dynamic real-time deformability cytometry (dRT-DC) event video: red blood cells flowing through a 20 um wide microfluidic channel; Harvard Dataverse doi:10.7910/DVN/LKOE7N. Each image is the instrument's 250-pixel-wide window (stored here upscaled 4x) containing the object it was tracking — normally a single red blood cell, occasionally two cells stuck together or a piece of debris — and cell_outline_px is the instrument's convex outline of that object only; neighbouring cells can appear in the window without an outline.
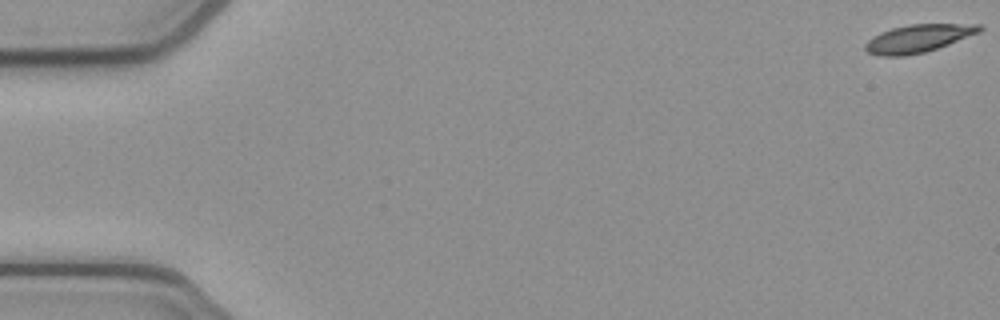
{"species": "common noctule bat (a hibernating species)", "species_latin": "Nyctalus noctula", "temperature_condition": "cold", "stored_images_in_passage": 49, "camera_frame_rate_fps": 3000, "um_per_image_px": 0.085, "animal": {"sex": "female", "body_mass_g": 21.9}, "frame": {"image": 1, "passage_image": 1, "time_ms": 0.0, "image_size_px": [1000, 320], "cell_outline_px": [[984, 28], [980, 32], [948, 44], [924, 52], [904, 56], [880, 56], [868, 52], [864, 48], [864, 44], [872, 36], [880, 32], [892, 28], [908, 24], [980, 24]], "centroid_in_image_um": [78.02, 3.26], "position_along_channel_um": 7.0, "area_um2": 18.5}}
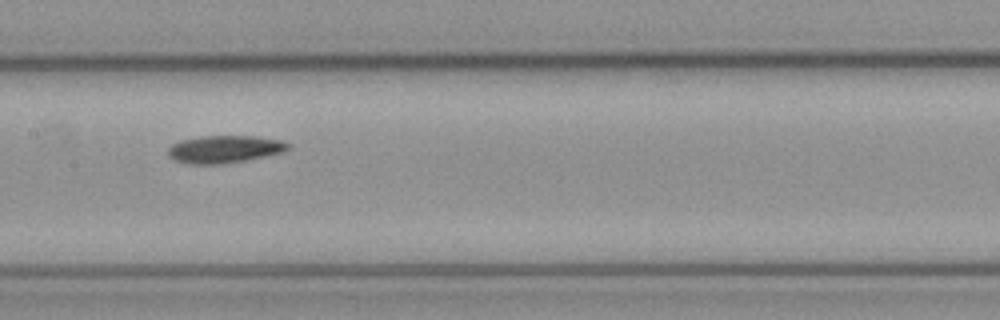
{"frame": {"image": 2, "passage_image": 27, "time_ms": 8.667, "image_size_px": [1000, 320], "cell_outline_px": [[288, 148], [284, 152], [244, 160], [220, 164], [188, 164], [172, 160], [168, 156], [168, 148], [172, 144], [180, 140], [200, 136], [256, 136], [280, 140], [288, 144]], "centroid_in_image_um": [19.01, 12.68], "position_along_channel_um": 188.4, "area_um2": 19.19}}
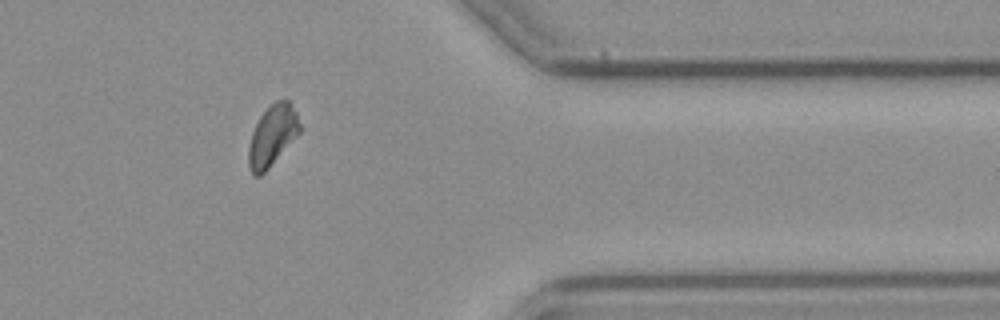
{"frame": {"image": 3, "passage_image": 44, "time_ms": 14.333, "image_size_px": [1000, 320], "cell_outline_px": [[300, 132], [268, 168], [260, 176], [252, 176], [248, 168], [248, 148], [252, 132], [260, 116], [276, 100], [288, 100], [296, 112], [300, 124]], "centroid_in_image_um": [23.12, 11.55], "position_along_channel_um": 388.3, "area_um2": 17.86}, "authors_computed_cell_mechanics": {"area_um2": 18.9006, "velocity_mm_per_s": 3.8643, "shape_relaxation_time_tau1_ms": null, "shape_relaxation_time_tau2_ms": 7.7764, "deformation_change_tau1": null, "deformation_change_tau2": 0.1347}}